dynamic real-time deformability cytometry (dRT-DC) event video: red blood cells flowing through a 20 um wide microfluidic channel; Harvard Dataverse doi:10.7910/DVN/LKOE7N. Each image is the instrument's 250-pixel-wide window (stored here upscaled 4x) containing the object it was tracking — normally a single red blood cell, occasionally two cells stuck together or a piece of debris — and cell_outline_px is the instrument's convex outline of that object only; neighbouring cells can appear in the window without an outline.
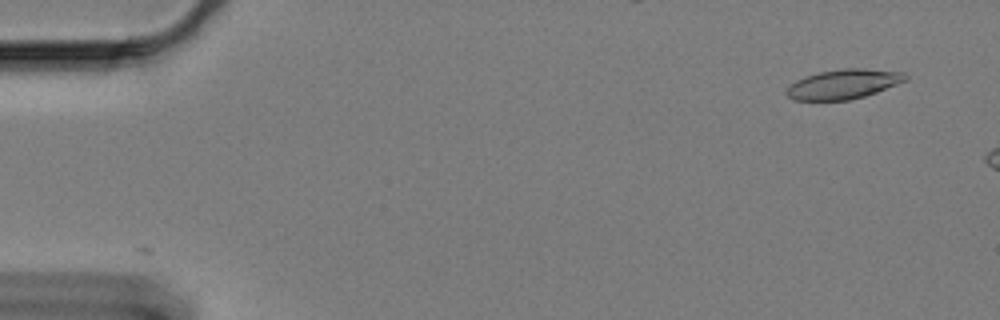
{"species": "Egyptian fruit bat (a non-hibernating species)", "species_latin": "Rousettus aegyptiacus", "temperature_condition": "cold", "stored_images_in_passage": 2, "camera_frame_rate_fps": 3000, "um_per_image_px": 0.085, "animal": {"sex": "female"}, "frame": {"image": 1, "passage_image": 1, "time_ms": 0.0, "image_size_px": [1000, 320], "cell_outline_px": [[908, 80], [876, 92], [864, 96], [848, 100], [792, 100], [784, 92], [796, 80], [804, 76], [820, 72], [844, 68], [864, 68], [904, 72], [908, 76]], "centroid_in_image_um": [71.71, 7.14], "position_along_channel_um": 13.3, "area_um2": 20.52}}